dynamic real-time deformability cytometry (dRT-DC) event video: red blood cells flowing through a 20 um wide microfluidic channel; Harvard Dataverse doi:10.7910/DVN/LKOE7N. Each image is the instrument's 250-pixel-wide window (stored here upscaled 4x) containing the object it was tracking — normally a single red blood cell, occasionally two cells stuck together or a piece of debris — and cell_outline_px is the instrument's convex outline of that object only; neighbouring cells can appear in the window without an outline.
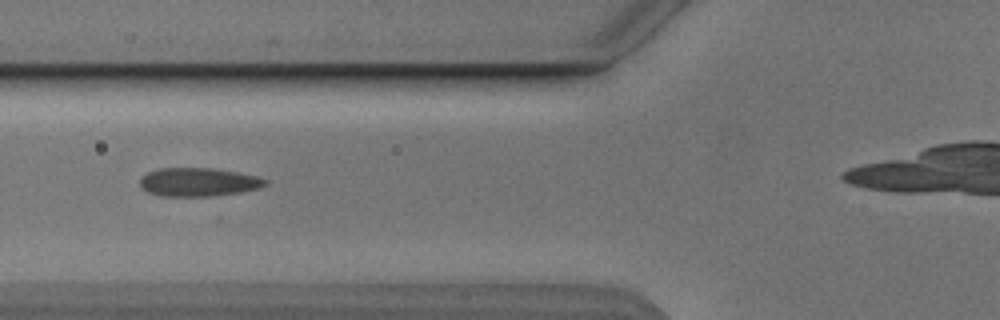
{"species": "Egyptian fruit bat (a non-hibernating species)", "species_latin": "Rousettus aegyptiacus", "temperature_condition": "cold", "stored_images_in_passage": 5, "segment_of_instrument_passage": [1, 2], "camera_frame_rate_fps": 3000, "um_per_image_px": 0.085, "animal": {"sex": "male"}, "frame": {"image": 1, "passage_image": 2, "time_ms": 1.333, "image_size_px": [1000, 320], "cell_outline_px": [[268, 184], [260, 188], [240, 192], [212, 196], [160, 196], [148, 192], [140, 188], [140, 180], [148, 172], [160, 168], [212, 168], [240, 172], [256, 176], [268, 180]], "centroid_in_image_um": [16.89, 15.48], "position_along_channel_um": 108.9, "area_um2": 20.92}}
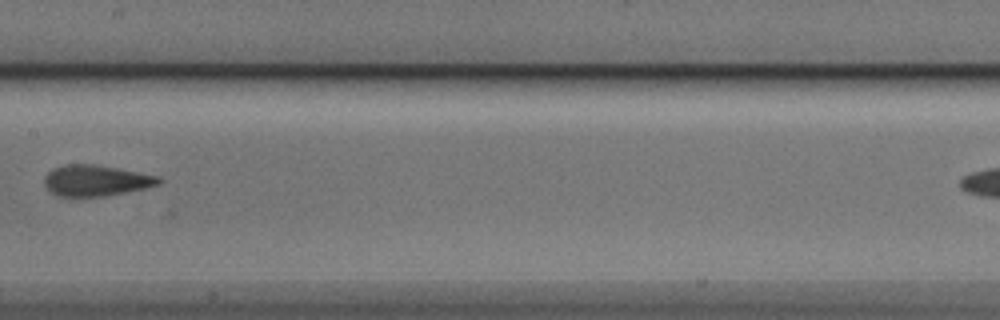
{"frame": {"image": 2, "passage_image": 4, "time_ms": 3.667, "image_size_px": [1000, 320], "cell_outline_px": [[164, 180], [160, 184], [128, 192], [104, 196], [56, 196], [44, 184], [44, 176], [52, 168], [68, 164], [92, 164], [116, 168], [160, 176]], "centroid_in_image_um": [8.17, 15.34], "position_along_channel_um": 199.2, "area_um2": 20.63}}